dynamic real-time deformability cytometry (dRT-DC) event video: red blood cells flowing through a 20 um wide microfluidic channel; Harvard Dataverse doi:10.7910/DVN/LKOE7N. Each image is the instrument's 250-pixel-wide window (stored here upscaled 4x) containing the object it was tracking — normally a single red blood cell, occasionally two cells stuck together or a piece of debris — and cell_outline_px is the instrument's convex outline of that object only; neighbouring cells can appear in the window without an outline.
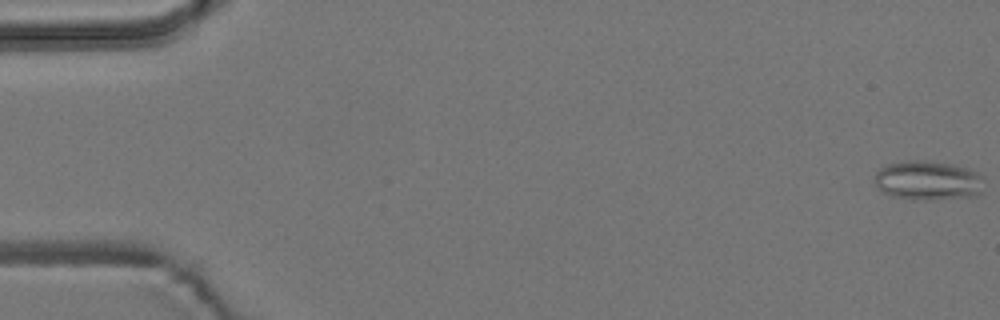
{"species": "common noctule bat (a hibernating species)", "species_latin": "Nyctalus noctula", "temperature_condition": "room temperature", "stored_images_in_passage": 6, "camera_frame_rate_fps": 3000, "um_per_image_px": 0.085, "animal": {"sex": "male", "body_mass_g": 19.2, "forearm_length_mm": 51.8}, "frame": {"image": 1, "passage_image": 1, "time_ms": 0.0, "image_size_px": [1000, 320], "cell_outline_px": [[980, 192], [976, 196], [924, 200], [912, 200], [892, 196], [884, 192], [876, 184], [876, 172], [880, 168], [888, 164], [908, 160], [924, 160], [952, 164], [976, 172], [980, 176]], "centroid_in_image_um": [78.83, 15.34], "position_along_channel_um": 6.2, "area_um2": 24.68}}